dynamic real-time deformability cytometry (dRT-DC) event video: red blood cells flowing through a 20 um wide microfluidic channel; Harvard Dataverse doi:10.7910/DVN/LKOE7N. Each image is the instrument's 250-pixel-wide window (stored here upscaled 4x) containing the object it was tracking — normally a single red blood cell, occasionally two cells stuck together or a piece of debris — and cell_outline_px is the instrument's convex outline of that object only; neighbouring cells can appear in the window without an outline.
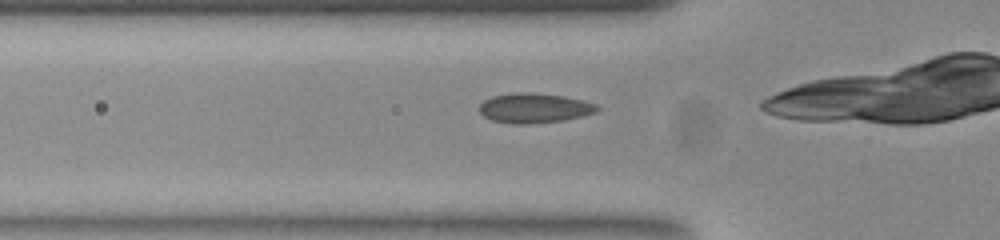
{"species": "common noctule bat (a hibernating species)", "species_latin": "Nyctalus noctula", "temperature_condition": "room temperature", "stored_images_in_passage": 35, "camera_frame_rate_fps": 3000, "um_per_image_px": 0.085, "animal": {"sex": "female", "body_mass_g": 23.0, "forearm_length_mm": 53.4}, "frame": {"image": 1, "passage_image": 9, "time_ms": 2.667, "image_size_px": [1000, 240], "cell_outline_px": [[600, 108], [596, 112], [584, 116], [564, 120], [524, 124], [512, 124], [492, 120], [484, 116], [480, 112], [480, 104], [484, 100], [492, 96], [512, 92], [532, 92], [564, 96], [596, 104]], "centroid_in_image_um": [45.41, 9.18], "position_along_channel_um": 80.4, "area_um2": 20.46}}
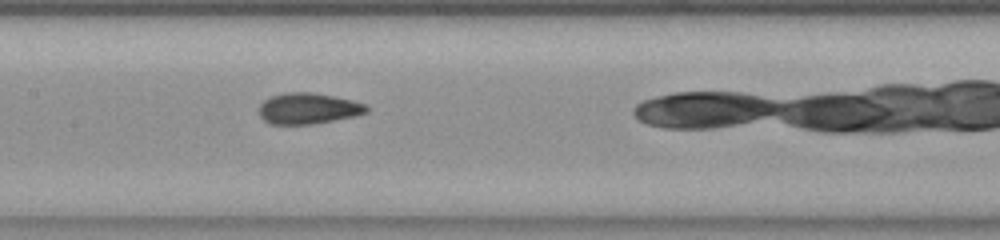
{"frame": {"image": 2, "passage_image": 17, "time_ms": 5.333, "image_size_px": [1000, 240], "cell_outline_px": [[368, 112], [356, 116], [312, 124], [272, 124], [264, 120], [260, 116], [260, 104], [264, 100], [272, 96], [284, 92], [312, 92], [336, 96], [352, 100], [364, 104], [368, 108]], "centroid_in_image_um": [26.21, 9.21], "position_along_channel_um": 181.2, "area_um2": 19.42}}
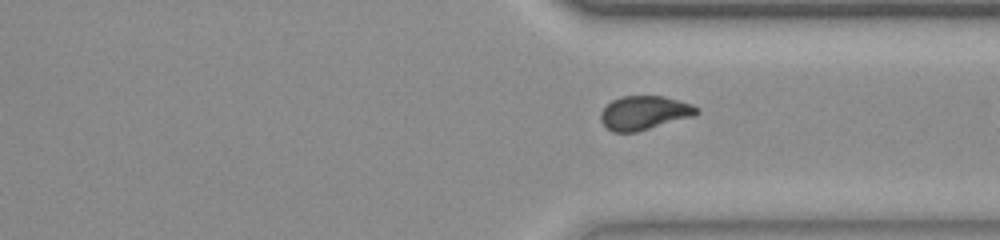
{"frame": {"image": 3, "passage_image": 31, "time_ms": 10.0, "image_size_px": [1000, 240], "cell_outline_px": [[700, 112], [692, 116], [636, 132], [612, 132], [600, 120], [600, 112], [612, 100], [624, 96], [664, 96], [692, 104], [700, 108]], "centroid_in_image_um": [54.76, 9.58], "position_along_channel_um": 356.6, "area_um2": 18.79}}